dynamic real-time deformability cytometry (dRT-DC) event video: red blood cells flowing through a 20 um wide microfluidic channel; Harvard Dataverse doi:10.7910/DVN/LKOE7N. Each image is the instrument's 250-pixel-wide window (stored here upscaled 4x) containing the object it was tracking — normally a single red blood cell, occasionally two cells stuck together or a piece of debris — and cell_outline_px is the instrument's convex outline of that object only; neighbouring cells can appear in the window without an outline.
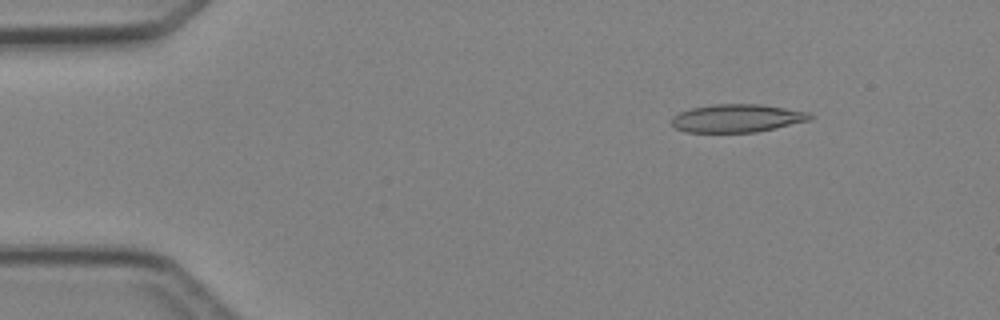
{"species": "Egyptian fruit bat (a non-hibernating species)", "species_latin": "Rousettus aegyptiacus", "temperature_condition": "cold", "stored_images_in_passage": 4, "camera_frame_rate_fps": 3000, "um_per_image_px": 0.085, "animal": {"sex": "female"}, "frame": {"image": 1, "passage_image": 2, "time_ms": 1.333, "image_size_px": [1000, 320], "cell_outline_px": [[812, 116], [808, 120], [776, 128], [756, 132], [684, 132], [676, 128], [672, 124], [672, 116], [680, 112], [692, 108], [712, 104], [764, 104], [812, 112]], "centroid_in_image_um": [62.66, 10.04], "position_along_channel_um": 22.3, "area_um2": 22.72}}